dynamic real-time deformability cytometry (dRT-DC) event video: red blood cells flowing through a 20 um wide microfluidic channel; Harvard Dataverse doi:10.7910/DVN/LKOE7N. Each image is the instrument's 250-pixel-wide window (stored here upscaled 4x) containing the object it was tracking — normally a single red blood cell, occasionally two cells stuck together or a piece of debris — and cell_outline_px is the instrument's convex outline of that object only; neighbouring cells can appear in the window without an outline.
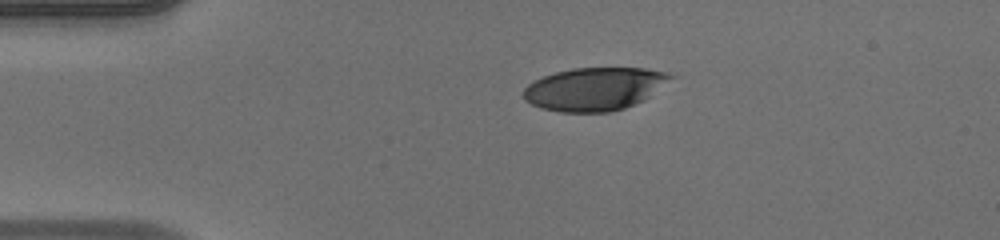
{"species": "human", "species_latin": "Homo sapiens", "temperature_condition": "warm", "stored_images_in_passage": 41, "camera_frame_rate_fps": 3000, "um_per_image_px": 0.085, "donor": {"sex": "male"}, "frame": {"image": 1, "passage_image": 1, "time_ms": 0.0, "image_size_px": [1000, 240], "cell_outline_px": [[680, 76], [644, 100], [624, 108], [608, 112], [560, 112], [540, 108], [524, 100], [524, 88], [528, 84], [544, 76], [556, 72], [572, 68], [644, 68], [668, 72]], "centroid_in_image_um": [50.62, 7.55], "position_along_channel_um": 34.4, "area_um2": 37.22}}
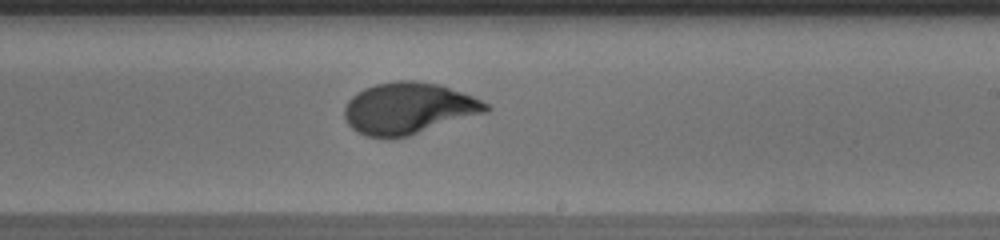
{"frame": {"image": 2, "passage_image": 21, "time_ms": 6.667, "image_size_px": [1000, 240], "cell_outline_px": [[492, 108], [488, 112], [408, 136], [368, 136], [352, 128], [348, 124], [344, 116], [344, 108], [348, 100], [356, 92], [364, 88], [376, 84], [396, 80], [416, 80], [440, 84], [472, 96], [488, 104]], "centroid_in_image_um": [34.74, 9.18], "position_along_channel_um": 254.3, "area_um2": 42.25}}
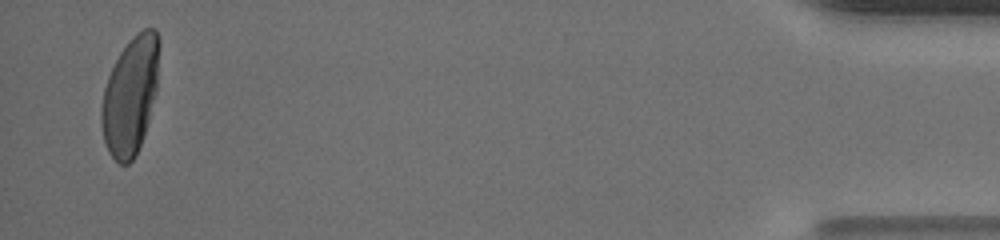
{"frame": {"image": 3, "passage_image": 40, "time_ms": 13.0, "image_size_px": [1000, 240], "cell_outline_px": [[160, 44], [156, 88], [144, 136], [132, 160], [128, 164], [120, 164], [108, 152], [104, 140], [100, 120], [100, 112], [104, 88], [108, 76], [120, 52], [128, 40], [132, 36], [144, 28], [156, 28], [160, 40]], "centroid_in_image_um": [11.07, 8.09], "position_along_channel_um": 424.1, "area_um2": 39.54}, "authors_computed_cell_mechanics": {"area_um2": 41.616, "velocity_mm_per_s": 4.0047, "shape_relaxation_time_tau1_ms": 5.9695, "shape_relaxation_time_tau2_ms": null, "deformation_change_tau1": 0.2702, "deformation_change_tau2": null}}